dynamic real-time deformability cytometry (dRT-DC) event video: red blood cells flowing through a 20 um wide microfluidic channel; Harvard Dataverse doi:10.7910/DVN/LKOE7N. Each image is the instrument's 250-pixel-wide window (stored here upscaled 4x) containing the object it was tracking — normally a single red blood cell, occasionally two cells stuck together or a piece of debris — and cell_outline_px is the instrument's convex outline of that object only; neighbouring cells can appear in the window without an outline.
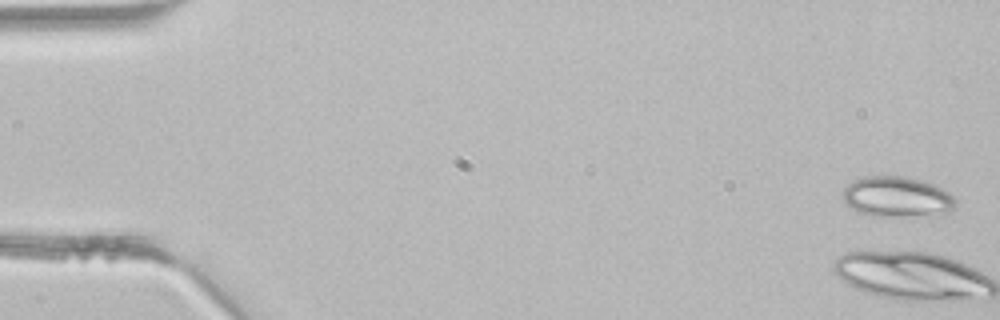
{"species": "common noctule bat (a hibernating species)", "species_latin": "Nyctalus noctula", "temperature_condition": "room temperature", "stored_images_in_passage": 6, "camera_frame_rate_fps": 3000, "um_per_image_px": 0.085, "animal": {"sex": "male", "body_mass_g": 21.5, "forearm_length_mm": 52.0}, "frame": {"image": 1, "passage_image": 1, "time_ms": 0.0, "image_size_px": [1000, 320], "cell_outline_px": [[956, 204], [948, 212], [904, 216], [872, 216], [856, 212], [844, 204], [844, 188], [852, 180], [864, 176], [904, 176], [920, 180], [932, 184], [948, 192], [956, 200]], "centroid_in_image_um": [76.17, 16.72], "position_along_channel_um": 8.8, "area_um2": 26.41}}